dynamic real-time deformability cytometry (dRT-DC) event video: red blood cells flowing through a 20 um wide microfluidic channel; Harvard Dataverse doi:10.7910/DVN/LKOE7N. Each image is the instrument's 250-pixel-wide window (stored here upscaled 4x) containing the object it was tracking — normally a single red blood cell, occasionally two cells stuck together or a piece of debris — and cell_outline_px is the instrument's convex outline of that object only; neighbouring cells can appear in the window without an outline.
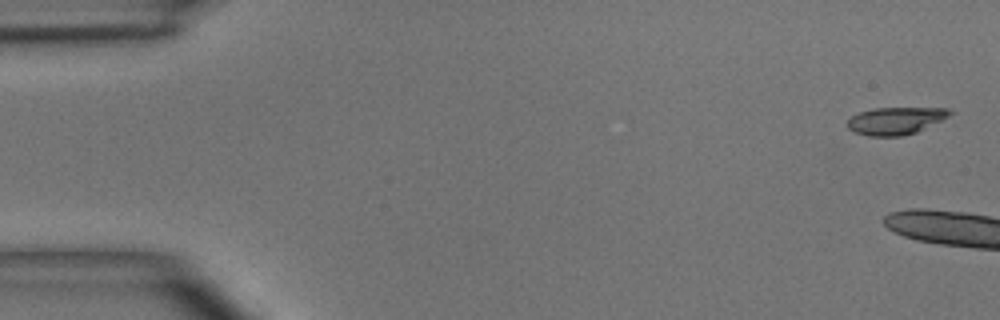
{"species": "common noctule bat (a hibernating species)", "species_latin": "Nyctalus noctula", "temperature_condition": "room temperature", "stored_images_in_passage": 7, "camera_frame_rate_fps": 3000, "um_per_image_px": 0.085, "animal": {"sex": "male", "body_mass_g": 15.6}, "frame": {"image": 1, "passage_image": 1, "time_ms": 0.0, "image_size_px": [1000, 320], "cell_outline_px": [[952, 112], [948, 116], [916, 132], [904, 136], [868, 136], [856, 132], [848, 128], [848, 120], [852, 116], [860, 112], [872, 108], [948, 108]], "centroid_in_image_um": [76.1, 10.26], "position_along_channel_um": 8.9, "area_um2": 16.07}}